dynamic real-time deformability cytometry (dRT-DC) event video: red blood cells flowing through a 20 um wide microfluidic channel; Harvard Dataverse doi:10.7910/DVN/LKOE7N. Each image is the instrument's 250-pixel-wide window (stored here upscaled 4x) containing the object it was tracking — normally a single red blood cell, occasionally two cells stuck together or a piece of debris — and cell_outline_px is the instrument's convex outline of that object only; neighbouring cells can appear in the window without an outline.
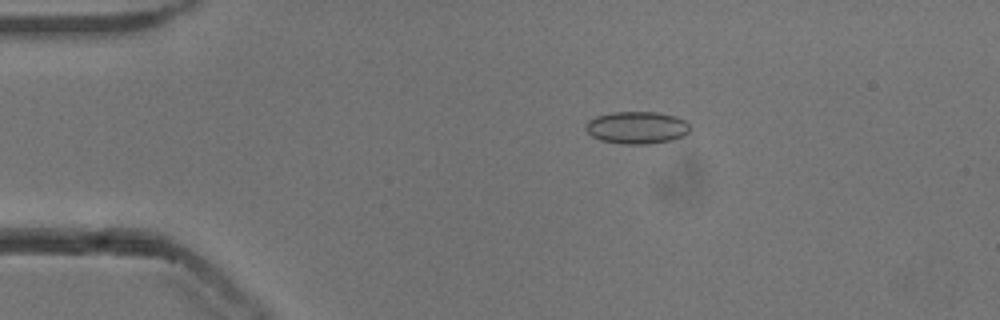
{"species": "common noctule bat (a hibernating species)", "species_latin": "Nyctalus noctula", "temperature_condition": "cold", "stored_images_in_passage": 34, "camera_frame_rate_fps": 3000, "um_per_image_px": 0.085, "animal": {"sex": "male", "body_mass_g": 13.3}, "frame": {"image": 1, "passage_image": 9, "time_ms": 2.667, "image_size_px": [1000, 320], "cell_outline_px": [[692, 128], [684, 136], [672, 140], [648, 144], [620, 144], [600, 140], [592, 136], [584, 128], [584, 124], [588, 120], [596, 116], [612, 112], [656, 112], [676, 116], [684, 120]], "centroid_in_image_um": [54.12, 10.85], "position_along_channel_um": 30.9, "area_um2": 19.88}}
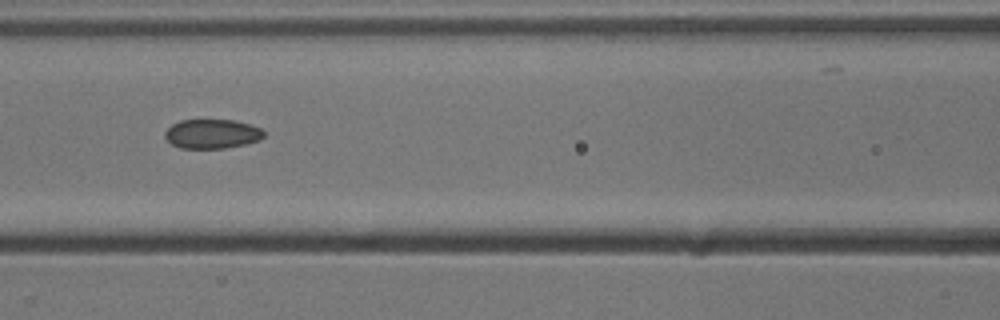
{"frame": {"image": 2, "passage_image": 22, "time_ms": 7.0, "image_size_px": [1000, 320], "cell_outline_px": [[264, 136], [260, 140], [244, 144], [224, 148], [180, 148], [172, 144], [164, 136], [164, 132], [172, 124], [180, 120], [232, 120], [248, 124], [260, 128], [264, 132]], "centroid_in_image_um": [18.0, 11.38], "position_along_channel_um": 148.6, "area_um2": 16.76}}
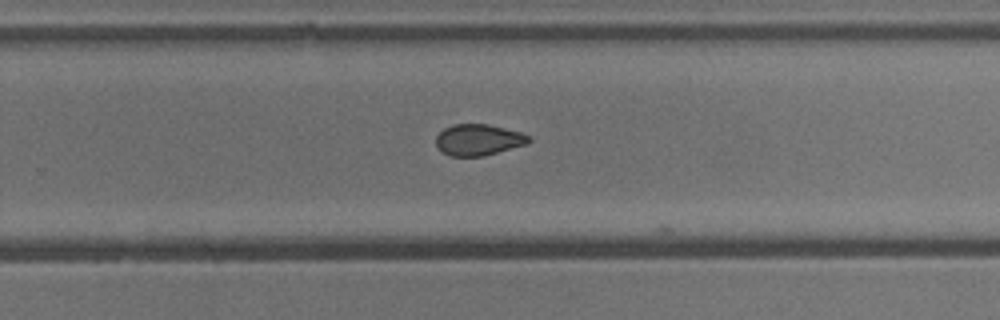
{"frame": {"image": 3, "passage_image": 33, "time_ms": 10.667, "image_size_px": [1000, 320], "cell_outline_px": [[532, 140], [528, 144], [484, 156], [452, 156], [444, 152], [436, 144], [436, 136], [444, 128], [452, 124], [488, 124], [520, 132], [528, 136]], "centroid_in_image_um": [40.69, 11.88], "position_along_channel_um": 289.1, "area_um2": 16.82}}